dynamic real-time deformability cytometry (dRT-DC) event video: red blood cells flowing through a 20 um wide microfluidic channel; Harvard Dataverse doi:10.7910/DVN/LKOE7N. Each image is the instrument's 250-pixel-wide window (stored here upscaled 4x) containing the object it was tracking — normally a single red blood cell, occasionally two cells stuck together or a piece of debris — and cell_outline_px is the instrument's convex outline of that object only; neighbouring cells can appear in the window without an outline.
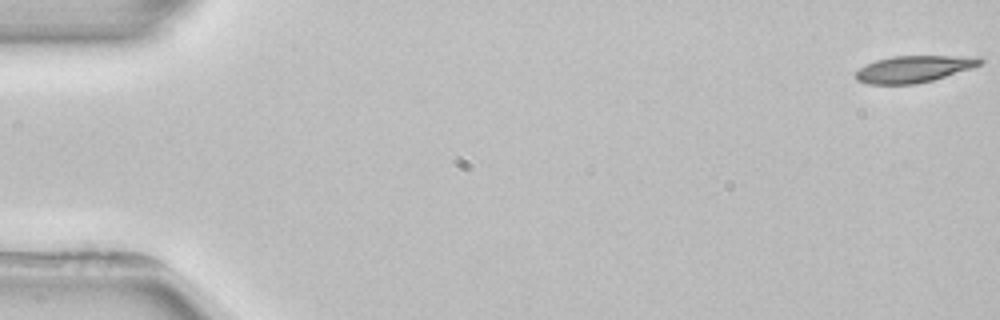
{"species": "common noctule bat (a hibernating species)", "species_latin": "Nyctalus noctula", "temperature_condition": "room temperature", "stored_images_in_passage": 6, "segment_of_instrument_passage": [1, 2], "camera_frame_rate_fps": 3000, "um_per_image_px": 0.085, "animal": {"sex": "female", "body_mass_g": 22.7, "forearm_length_mm": 54.2}, "frame": {"image": 1, "passage_image": 1, "time_ms": 0.0, "image_size_px": [1000, 320], "cell_outline_px": [[984, 64], [932, 80], [916, 84], [868, 84], [856, 80], [856, 72], [860, 68], [876, 60], [892, 56], [984, 56]], "centroid_in_image_um": [77.74, 5.85], "position_along_channel_um": 7.3, "area_um2": 19.42}}
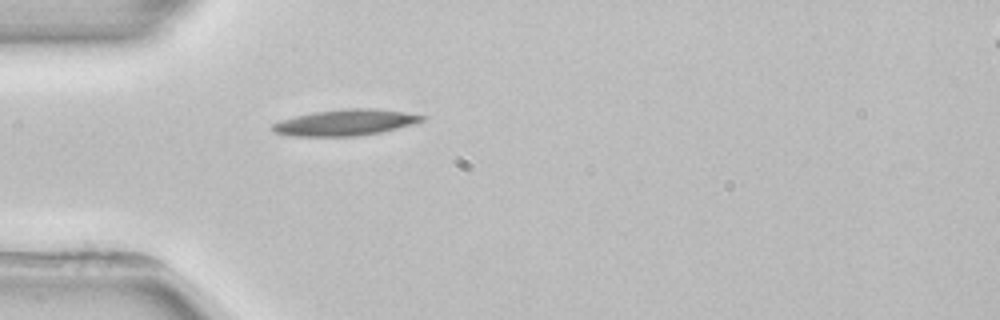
{"frame": {"image": 2, "passage_image": 5, "time_ms": 5.0, "image_size_px": [1000, 320], "cell_outline_px": [[428, 116], [424, 120], [416, 124], [380, 132], [356, 136], [292, 136], [276, 132], [272, 128], [272, 124], [280, 120], [312, 112], [348, 108], [372, 108], [404, 112]], "centroid_in_image_um": [29.4, 10.41], "position_along_channel_um": 55.6, "area_um2": 22.72}}